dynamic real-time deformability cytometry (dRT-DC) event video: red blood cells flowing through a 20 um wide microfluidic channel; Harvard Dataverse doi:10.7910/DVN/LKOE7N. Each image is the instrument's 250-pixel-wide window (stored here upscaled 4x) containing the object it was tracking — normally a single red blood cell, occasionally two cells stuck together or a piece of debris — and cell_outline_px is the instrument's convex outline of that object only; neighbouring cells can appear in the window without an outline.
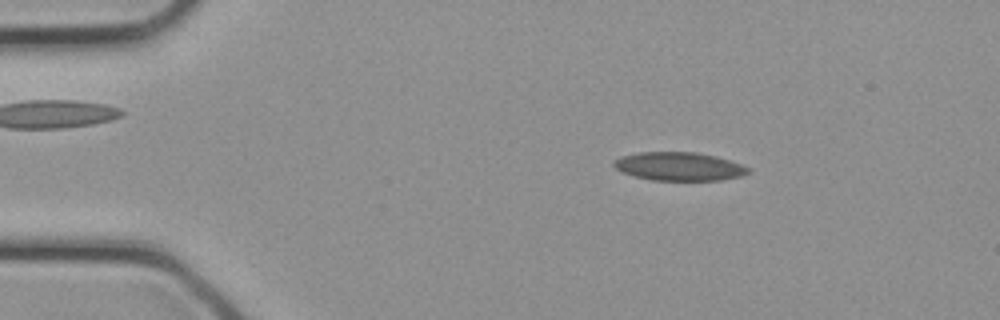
{"species": "common noctule bat (a hibernating species)", "species_latin": "Nyctalus noctula", "temperature_condition": "cold", "stored_images_in_passage": 15, "camera_frame_rate_fps": 3000, "um_per_image_px": 0.085, "animal": {"sex": "female", "body_mass_g": 21.9}, "frame": {"image": 1, "passage_image": 5, "time_ms": 1.333, "image_size_px": [1000, 320], "cell_outline_px": [[752, 172], [744, 176], [720, 180], [652, 180], [636, 176], [624, 172], [616, 168], [612, 164], [620, 156], [636, 152], [696, 152], [716, 156], [740, 164], [748, 168]], "centroid_in_image_um": [57.75, 14.14], "position_along_channel_um": 27.3, "area_um2": 22.2}}
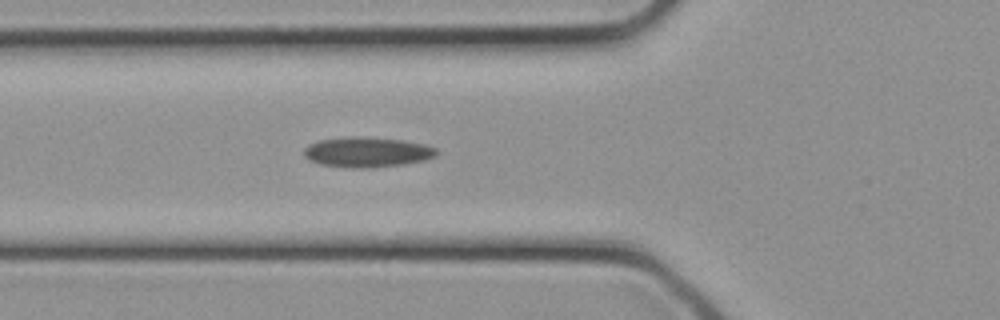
{"frame": {"image": 2, "passage_image": 11, "time_ms": 3.333, "image_size_px": [1000, 320], "cell_outline_px": [[436, 156], [424, 160], [404, 164], [372, 168], [352, 168], [320, 164], [308, 160], [304, 156], [304, 148], [308, 144], [320, 140], [344, 136], [360, 136], [400, 140], [424, 144], [436, 148]], "centroid_in_image_um": [31.16, 12.93], "position_along_channel_um": 94.6, "area_um2": 23.41}}
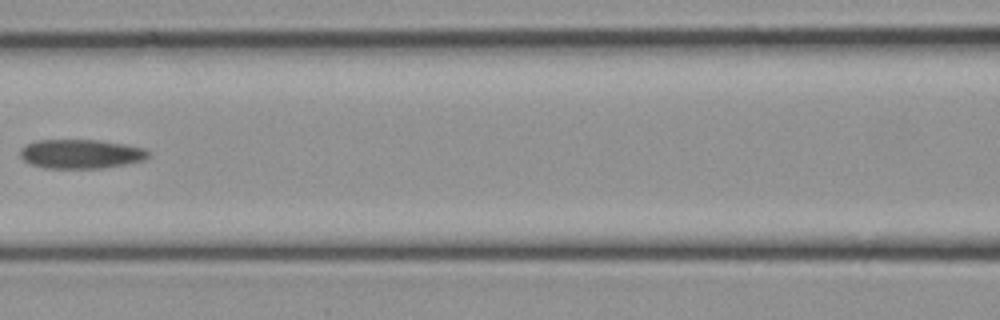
{"frame": {"image": 3, "passage_image": 14, "time_ms": 4.333, "image_size_px": [1000, 320], "cell_outline_px": [[148, 156], [144, 160], [104, 168], [44, 168], [32, 164], [24, 160], [20, 156], [20, 148], [24, 144], [36, 140], [96, 140], [124, 144], [144, 148], [148, 152]], "centroid_in_image_um": [6.83, 13.08], "position_along_channel_um": 159.8, "area_um2": 21.73}}